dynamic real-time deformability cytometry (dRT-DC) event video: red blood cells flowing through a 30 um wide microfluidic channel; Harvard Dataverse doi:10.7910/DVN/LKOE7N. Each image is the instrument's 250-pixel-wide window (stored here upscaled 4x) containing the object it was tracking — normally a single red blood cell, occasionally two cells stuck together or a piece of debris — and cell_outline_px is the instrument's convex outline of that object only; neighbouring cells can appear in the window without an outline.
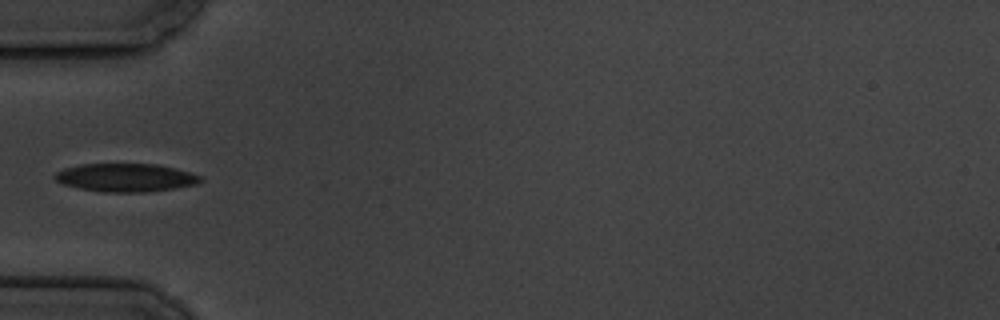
{"species": "common noctule bat (a hibernating species)", "species_latin": "Nyctalus noctula", "temperature_condition": "cold", "stored_images_in_passage": 7, "camera_frame_rate_fps": 3000, "um_per_image_px": 0.085, "animal": {"sex": "male", "body_mass_g": 19.5, "forearm_length_mm": 54.6}, "frame": {"image": 1, "passage_image": 1, "time_ms": 0.0, "image_size_px": [1000, 320], "cell_outline_px": [[204, 180], [196, 184], [176, 188], [144, 192], [104, 192], [80, 188], [64, 184], [56, 180], [52, 176], [56, 172], [64, 168], [80, 164], [160, 164], [176, 168], [200, 176]], "centroid_in_image_um": [10.69, 15.09], "position_along_channel_um": 74.3, "area_um2": 23.93}}
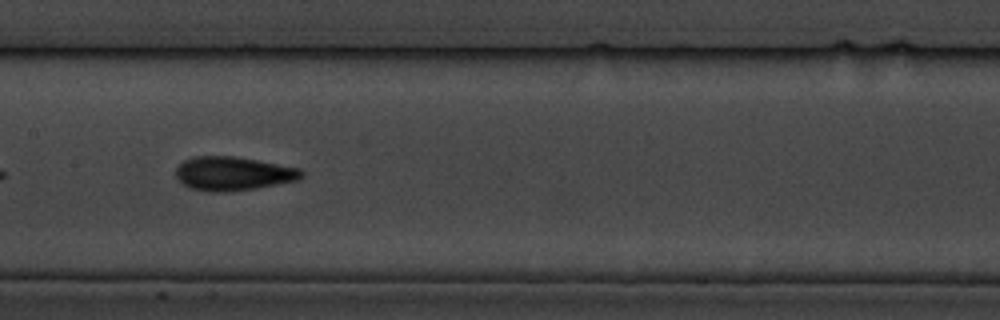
{"frame": {"image": 2, "passage_image": 4, "time_ms": 3.333, "image_size_px": [1000, 320], "cell_outline_px": [[304, 176], [300, 180], [280, 184], [256, 188], [228, 192], [208, 192], [188, 188], [176, 180], [176, 168], [184, 160], [192, 156], [236, 156], [300, 168], [304, 172]], "centroid_in_image_um": [19.81, 14.76], "position_along_channel_um": 187.6, "area_um2": 25.26}}
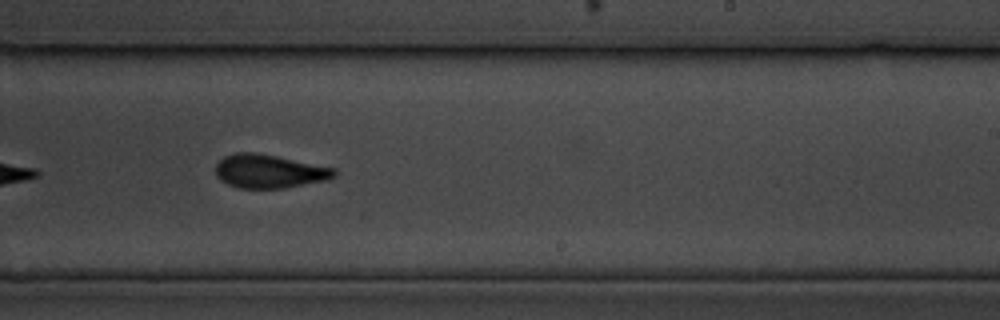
{"frame": {"image": 3, "passage_image": 6, "time_ms": 5.667, "image_size_px": [1000, 320], "cell_outline_px": [[336, 176], [328, 180], [284, 188], [240, 188], [228, 184], [220, 180], [216, 176], [216, 164], [224, 156], [236, 152], [256, 152], [336, 168]], "centroid_in_image_um": [22.89, 14.56], "position_along_channel_um": 266.1, "area_um2": 23.29}}